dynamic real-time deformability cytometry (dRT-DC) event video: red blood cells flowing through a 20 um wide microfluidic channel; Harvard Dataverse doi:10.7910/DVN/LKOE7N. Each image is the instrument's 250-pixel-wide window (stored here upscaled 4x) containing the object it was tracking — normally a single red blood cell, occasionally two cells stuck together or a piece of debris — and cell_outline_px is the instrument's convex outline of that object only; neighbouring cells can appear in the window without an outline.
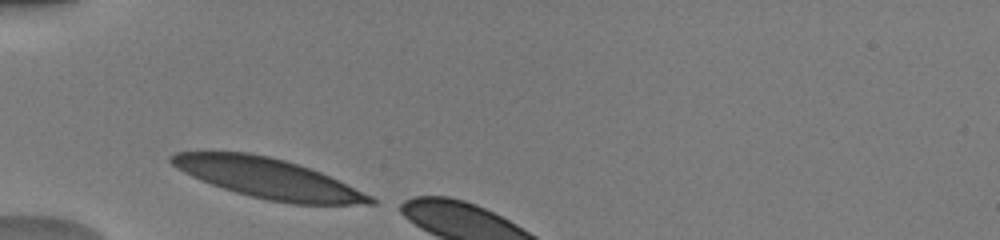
{"species": "human", "species_latin": "Homo sapiens", "temperature_condition": "warm", "stored_images_in_passage": 3, "camera_frame_rate_fps": 3000, "um_per_image_px": 0.085, "donor": {"sex": "male"}, "frame": {"image": 1, "passage_image": 1, "time_ms": 0.0, "image_size_px": [1000, 240], "cell_outline_px": [[376, 204], [292, 204], [268, 200], [236, 192], [212, 184], [172, 164], [168, 160], [168, 156], [176, 152], [248, 152], [268, 156], [284, 160], [320, 172], [372, 196], [376, 200]], "centroid_in_image_um": [22.82, 15.16], "position_along_channel_um": 62.2, "area_um2": 45.2}}